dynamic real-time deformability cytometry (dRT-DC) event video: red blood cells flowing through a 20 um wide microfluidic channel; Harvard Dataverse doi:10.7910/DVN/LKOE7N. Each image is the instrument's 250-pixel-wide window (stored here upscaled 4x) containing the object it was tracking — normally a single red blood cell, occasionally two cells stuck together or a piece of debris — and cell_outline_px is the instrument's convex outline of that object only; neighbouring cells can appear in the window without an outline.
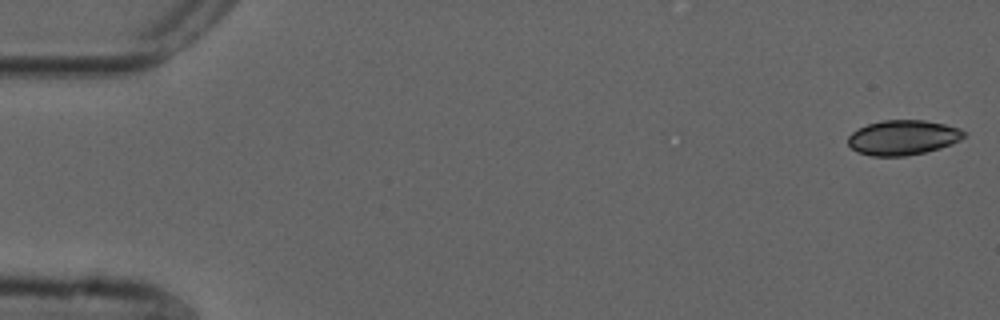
{"species": "common noctule bat (a hibernating species)", "species_latin": "Nyctalus noctula", "temperature_condition": "cold", "stored_images_in_passage": 54, "camera_frame_rate_fps": 3000, "um_per_image_px": 0.085, "animal": {"sex": "male", "forearm_length_mm": 52.5}, "frame": {"image": 1, "passage_image": 1, "time_ms": 0.0, "image_size_px": [1000, 320], "cell_outline_px": [[968, 136], [952, 144], [940, 148], [908, 156], [872, 156], [860, 152], [852, 148], [848, 144], [848, 136], [852, 132], [868, 124], [884, 120], [924, 120], [944, 124], [960, 128], [968, 132]], "centroid_in_image_um": [76.81, 11.69], "position_along_channel_um": 8.2, "area_um2": 23.64}}
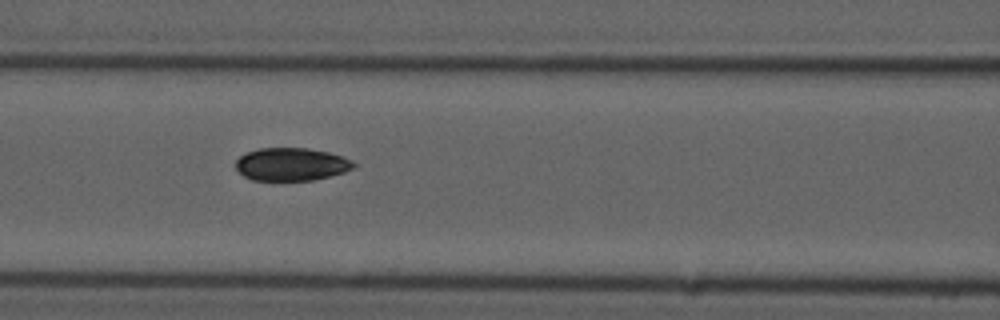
{"frame": {"image": 2, "passage_image": 23, "time_ms": 7.333, "image_size_px": [1000, 320], "cell_outline_px": [[356, 164], [352, 168], [344, 172], [312, 180], [252, 180], [244, 176], [236, 168], [236, 160], [240, 156], [248, 152], [260, 148], [308, 148], [328, 152], [352, 160]], "centroid_in_image_um": [24.75, 13.96], "position_along_channel_um": 141.9, "area_um2": 22.37}}
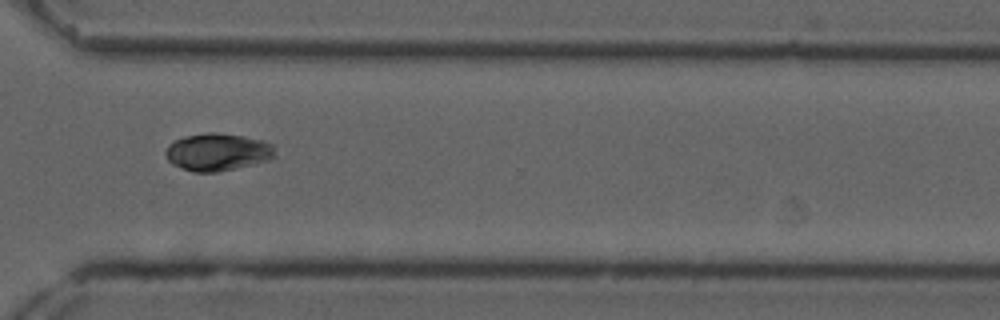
{"frame": {"image": 3, "passage_image": 40, "time_ms": 13.0, "image_size_px": [1000, 320], "cell_outline_px": [[276, 156], [268, 160], [220, 172], [192, 172], [172, 164], [168, 160], [164, 152], [168, 144], [184, 136], [204, 132], [216, 132], [244, 136], [276, 144]], "centroid_in_image_um": [18.51, 12.91], "position_along_channel_um": 352.1, "area_um2": 24.22}, "authors_computed_cell_mechanics": {"area_um2": 23.6691, "velocity_mm_per_s": 3.7203, "shape_relaxation_time_tau1_ms": 1.9291, "shape_relaxation_time_tau2_ms": null, "deformation_change_tau1": 0.0753, "deformation_change_tau2": null}}